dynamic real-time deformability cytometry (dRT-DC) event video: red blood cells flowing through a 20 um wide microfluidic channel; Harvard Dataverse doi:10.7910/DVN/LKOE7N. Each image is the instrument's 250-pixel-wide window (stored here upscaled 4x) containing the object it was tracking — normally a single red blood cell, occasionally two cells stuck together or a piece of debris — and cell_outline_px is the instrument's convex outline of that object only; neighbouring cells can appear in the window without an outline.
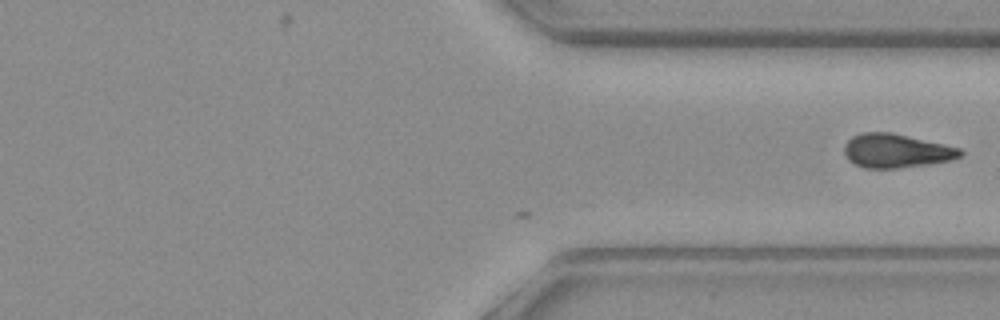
{"species": "common noctule bat (a hibernating species)", "species_latin": "Nyctalus noctula", "temperature_condition": "warm", "stored_images_in_passage": 25, "camera_frame_rate_fps": 3000, "um_per_image_px": 0.085, "animal": {"sex": "female", "body_mass_g": 19.3, "forearm_length_mm": 54.1}, "frame": {"image": 1, "passage_image": 25, "time_ms": 8.0, "image_size_px": [1000, 320], "cell_outline_px": [[964, 156], [956, 160], [932, 164], [900, 168], [864, 168], [848, 160], [844, 152], [844, 144], [852, 136], [864, 132], [888, 132], [960, 148], [964, 152]], "centroid_in_image_um": [76.22, 12.84], "position_along_channel_um": 335.2, "area_um2": 23.0}}